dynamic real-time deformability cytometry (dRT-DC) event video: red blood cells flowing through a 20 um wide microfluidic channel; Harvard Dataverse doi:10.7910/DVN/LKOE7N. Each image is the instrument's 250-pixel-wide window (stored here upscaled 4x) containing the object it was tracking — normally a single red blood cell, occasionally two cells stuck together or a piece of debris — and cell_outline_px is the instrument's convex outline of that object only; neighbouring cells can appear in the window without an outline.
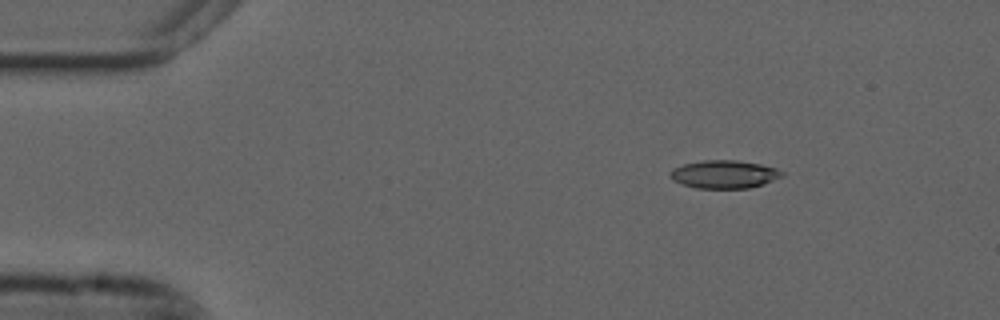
{"species": "common noctule bat (a hibernating species)", "species_latin": "Nyctalus noctula", "temperature_condition": "cold", "stored_images_in_passage": 48, "camera_frame_rate_fps": 3000, "um_per_image_px": 0.085, "animal": {"sex": "male", "forearm_length_mm": 52.5}, "frame": {"image": 1, "passage_image": 1, "time_ms": 0.0, "image_size_px": [1000, 320], "cell_outline_px": [[784, 176], [748, 188], [696, 188], [680, 184], [672, 180], [668, 172], [672, 168], [684, 164], [704, 160], [736, 160], [760, 164], [776, 168], [784, 172]], "centroid_in_image_um": [61.51, 14.81], "position_along_channel_um": 23.5, "area_um2": 18.26}}
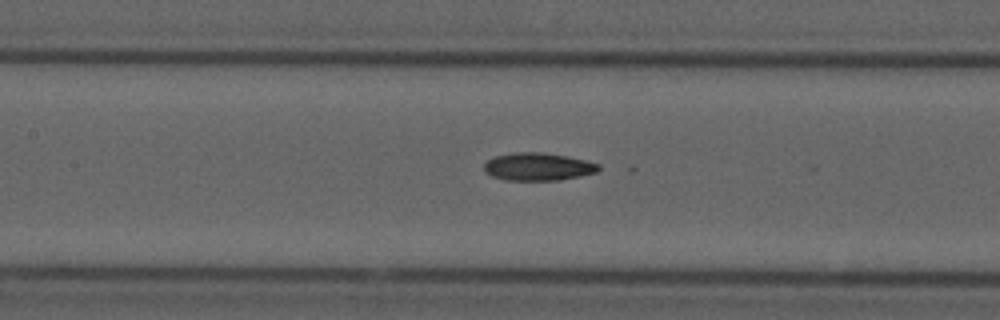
{"frame": {"image": 2, "passage_image": 18, "time_ms": 5.667, "image_size_px": [1000, 320], "cell_outline_px": [[600, 168], [596, 172], [580, 176], [560, 180], [504, 180], [492, 176], [484, 172], [484, 164], [488, 160], [496, 156], [516, 152], [544, 152], [568, 156], [600, 164]], "centroid_in_image_um": [45.73, 14.17], "position_along_channel_um": 161.7, "area_um2": 18.55}}
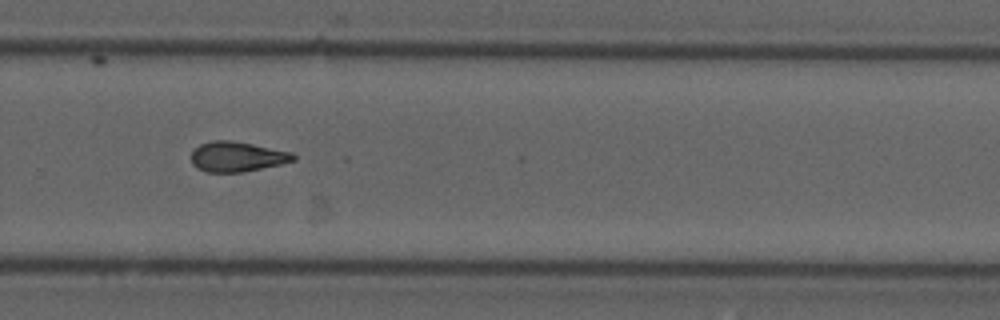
{"frame": {"image": 3, "passage_image": 30, "time_ms": 9.667, "image_size_px": [1000, 320], "cell_outline_px": [[296, 160], [280, 164], [244, 172], [204, 172], [196, 168], [192, 164], [192, 152], [200, 144], [212, 140], [232, 140], [292, 152], [296, 156]], "centroid_in_image_um": [20.14, 13.32], "position_along_channel_um": 309.7, "area_um2": 17.92}, "authors_computed_cell_mechanics": {"area_um2": 18.207, "velocity_mm_per_s": 3.7177, "shape_relaxation_time_tau1_ms": null, "shape_relaxation_time_tau2_ms": 4.8561, "deformation_change_tau1": null, "deformation_change_tau2": 0.1263}}